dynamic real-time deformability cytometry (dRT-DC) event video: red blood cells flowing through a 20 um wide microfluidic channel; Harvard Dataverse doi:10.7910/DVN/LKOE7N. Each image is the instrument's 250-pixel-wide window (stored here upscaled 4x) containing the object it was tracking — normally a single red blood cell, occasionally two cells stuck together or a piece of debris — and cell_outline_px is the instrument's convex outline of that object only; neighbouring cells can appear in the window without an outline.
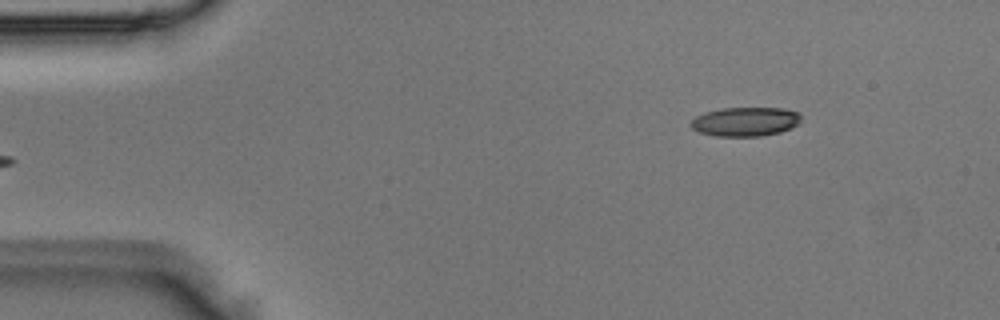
{"species": "Egyptian fruit bat (a non-hibernating species)", "species_latin": "Rousettus aegyptiacus", "temperature_condition": "room temperature", "stored_images_in_passage": 3, "camera_frame_rate_fps": 3000, "um_per_image_px": 0.085, "animal": {"sex": "male"}, "frame": {"image": 1, "passage_image": 3, "time_ms": 0.667, "image_size_px": [1000, 320], "cell_outline_px": [[800, 120], [792, 128], [780, 132], [760, 136], [716, 136], [700, 132], [692, 128], [688, 124], [696, 116], [704, 112], [720, 108], [784, 108], [796, 112], [800, 116]], "centroid_in_image_um": [63.31, 10.33], "position_along_channel_um": 21.7, "area_um2": 18.67}}